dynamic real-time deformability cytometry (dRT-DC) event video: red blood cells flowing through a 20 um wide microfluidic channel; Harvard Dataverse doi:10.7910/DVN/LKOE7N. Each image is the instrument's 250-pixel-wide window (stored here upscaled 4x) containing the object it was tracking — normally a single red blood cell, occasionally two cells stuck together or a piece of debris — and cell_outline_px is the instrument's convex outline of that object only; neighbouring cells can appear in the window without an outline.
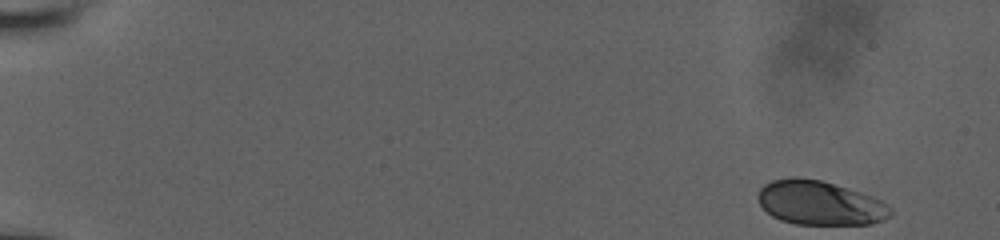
{"species": "human", "species_latin": "Homo sapiens", "temperature_condition": "room temperature", "stored_images_in_passage": 60, "camera_frame_rate_fps": 3000, "um_per_image_px": 0.085, "donor": {"sex": "male"}, "frame": {"image": 1, "passage_image": 1, "time_ms": 0.0, "image_size_px": [1000, 240], "cell_outline_px": [[892, 212], [884, 220], [872, 224], [796, 224], [780, 220], [772, 216], [760, 204], [756, 196], [760, 188], [764, 184], [772, 180], [792, 176], [820, 180], [860, 192], [872, 196], [880, 200]], "centroid_in_image_um": [69.63, 17.25], "position_along_channel_um": 15.4, "area_um2": 33.93}}
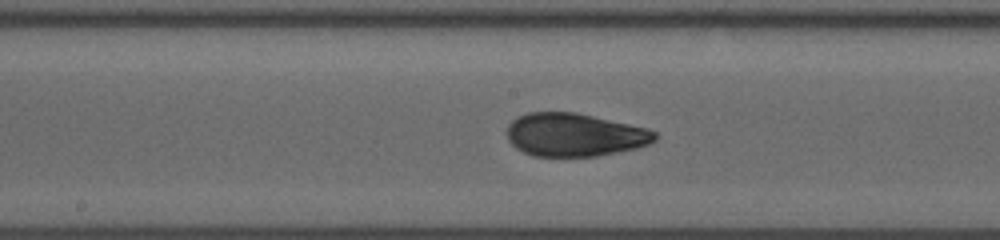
{"frame": {"image": 2, "passage_image": 33, "time_ms": 9.0, "image_size_px": [1000, 240], "cell_outline_px": [[656, 140], [648, 144], [636, 148], [596, 156], [532, 156], [516, 148], [508, 140], [508, 124], [516, 116], [528, 112], [576, 112], [648, 128], [656, 132]], "centroid_in_image_um": [48.82, 11.45], "position_along_channel_um": 199.4, "area_um2": 37.22}}
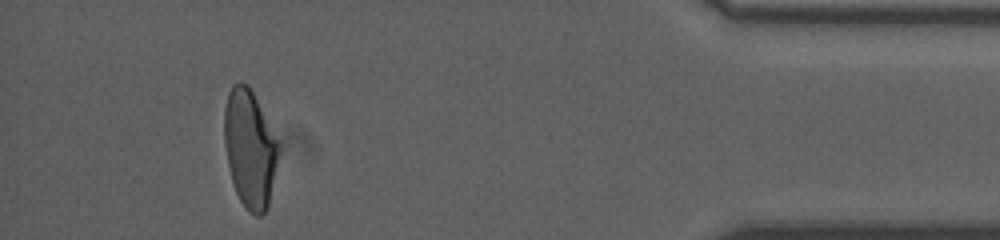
{"frame": {"image": 3, "passage_image": 59, "time_ms": 15.667, "image_size_px": [1000, 240], "cell_outline_px": [[280, 152], [268, 208], [260, 216], [256, 216], [248, 212], [244, 208], [236, 192], [232, 180], [228, 164], [224, 144], [224, 108], [228, 92], [232, 84], [240, 80], [248, 84], [280, 140]], "centroid_in_image_um": [21.26, 12.61], "position_along_channel_um": 413.9, "area_um2": 38.09}}